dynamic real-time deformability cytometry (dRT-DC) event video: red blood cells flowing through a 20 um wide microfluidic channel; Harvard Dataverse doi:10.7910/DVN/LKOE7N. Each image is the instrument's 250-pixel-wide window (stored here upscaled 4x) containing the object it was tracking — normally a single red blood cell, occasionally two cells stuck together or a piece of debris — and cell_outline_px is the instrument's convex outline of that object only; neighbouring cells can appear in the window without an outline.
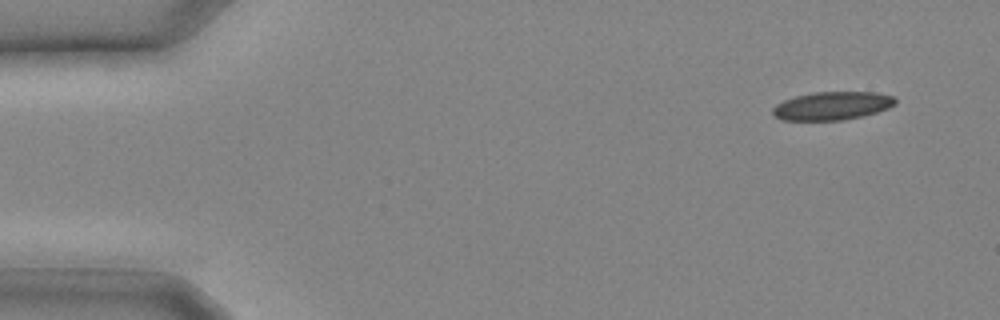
{"species": "common noctule bat (a hibernating species)", "species_latin": "Nyctalus noctula", "temperature_condition": "cold", "stored_images_in_passage": 7, "camera_frame_rate_fps": 3000, "um_per_image_px": 0.085, "animal": {"sex": "male", "body_mass_g": 20.4}, "frame": {"image": 1, "passage_image": 1, "time_ms": 0.0, "image_size_px": [1000, 320], "cell_outline_px": [[896, 104], [888, 108], [864, 116], [844, 120], [780, 120], [772, 112], [772, 108], [776, 104], [784, 100], [796, 96], [812, 92], [876, 92], [892, 96], [896, 100]], "centroid_in_image_um": [70.73, 8.99], "position_along_channel_um": 14.3, "area_um2": 20.23}}
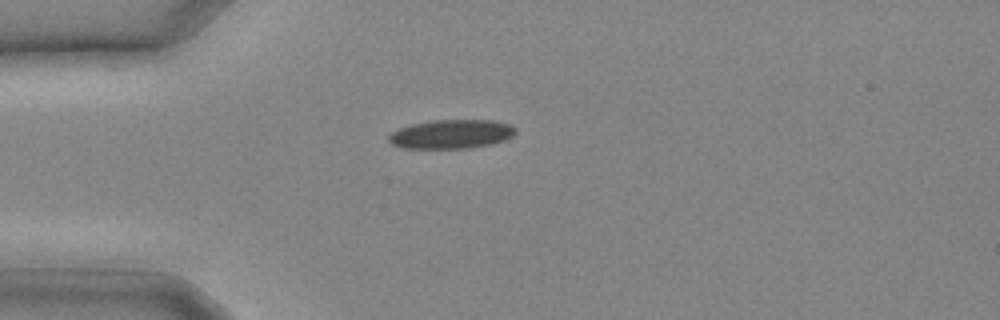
{"frame": {"image": 2, "passage_image": 6, "time_ms": 1.667, "image_size_px": [1000, 320], "cell_outline_px": [[516, 132], [512, 136], [504, 140], [492, 144], [468, 148], [400, 148], [392, 144], [388, 140], [388, 136], [392, 132], [400, 128], [412, 124], [436, 120], [492, 120], [508, 124], [516, 128]], "centroid_in_image_um": [38.36, 11.4], "position_along_channel_um": 46.6, "area_um2": 21.33}}